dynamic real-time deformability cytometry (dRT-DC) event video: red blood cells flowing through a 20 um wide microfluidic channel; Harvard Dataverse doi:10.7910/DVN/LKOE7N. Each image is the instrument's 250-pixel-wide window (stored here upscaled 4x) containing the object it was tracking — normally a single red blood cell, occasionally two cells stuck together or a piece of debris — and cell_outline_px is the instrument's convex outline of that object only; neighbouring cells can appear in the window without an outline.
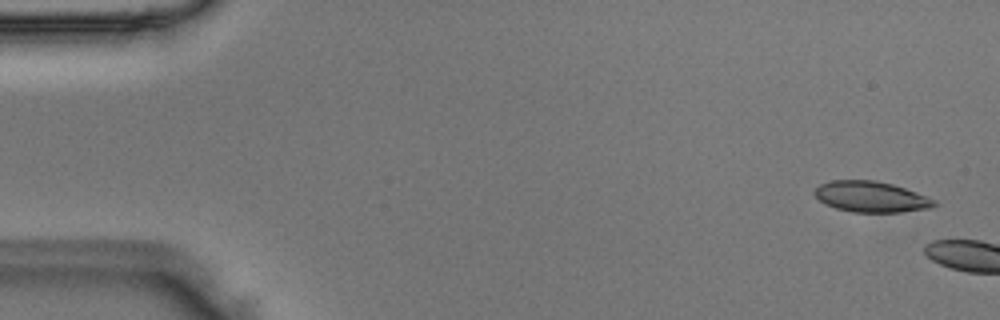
{"species": "Egyptian fruit bat (a non-hibernating species)", "species_latin": "Rousettus aegyptiacus", "temperature_condition": "room temperature", "stored_images_in_passage": 4, "camera_frame_rate_fps": 3000, "um_per_image_px": 0.085, "animal": {"sex": "male"}, "frame": {"image": 1, "passage_image": 1, "time_ms": 0.0, "image_size_px": [1000, 320], "cell_outline_px": [[936, 204], [932, 208], [900, 212], [852, 212], [836, 208], [820, 200], [812, 192], [820, 184], [832, 180], [876, 180], [892, 184], [916, 192], [936, 200]], "centroid_in_image_um": [74.05, 16.72], "position_along_channel_um": 11.0, "area_um2": 21.39}}